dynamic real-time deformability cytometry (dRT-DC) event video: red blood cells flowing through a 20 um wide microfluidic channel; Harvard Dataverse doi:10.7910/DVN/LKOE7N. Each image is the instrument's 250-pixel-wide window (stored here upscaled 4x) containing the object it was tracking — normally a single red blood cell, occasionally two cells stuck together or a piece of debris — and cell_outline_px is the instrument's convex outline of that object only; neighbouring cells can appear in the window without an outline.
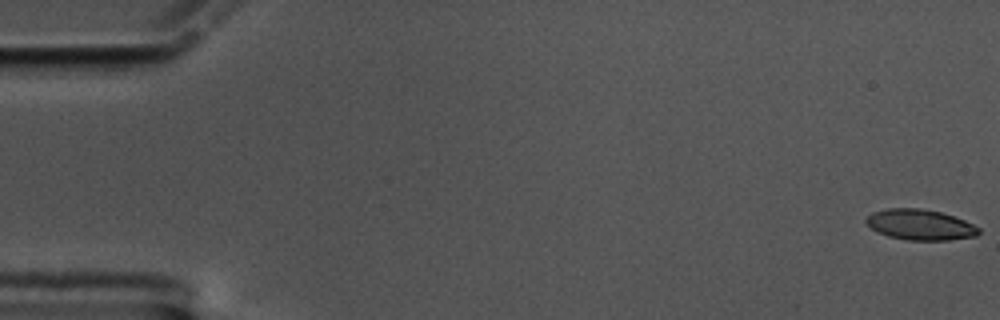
{"species": "common noctule bat (a hibernating species)", "species_latin": "Nyctalus noctula", "temperature_condition": "cold", "stored_images_in_passage": 60, "camera_frame_rate_fps": 3000, "um_per_image_px": 0.085, "animal": {"sex": "male", "body_mass_g": 17.5, "forearm_length_mm": 52.3}, "frame": {"image": 1, "passage_image": 1, "time_ms": 0.0, "image_size_px": [1000, 320], "cell_outline_px": [[980, 232], [976, 236], [948, 240], [908, 240], [888, 236], [876, 232], [864, 220], [872, 212], [888, 208], [920, 208], [940, 212], [964, 220], [980, 228]], "centroid_in_image_um": [78.2, 19.1], "position_along_channel_um": 6.8, "area_um2": 20.0}}
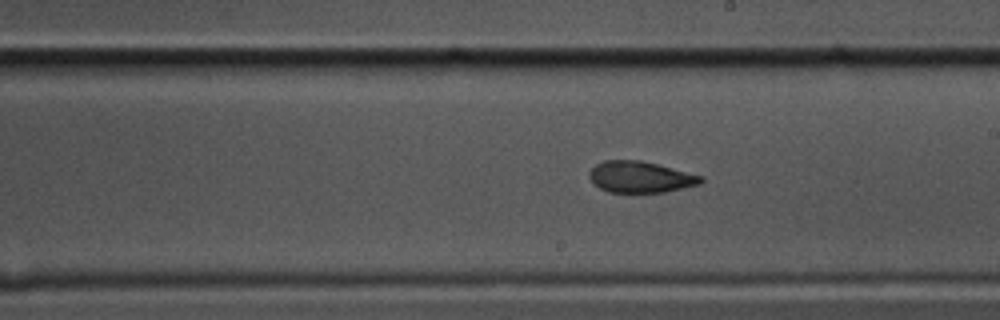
{"frame": {"image": 2, "passage_image": 34, "time_ms": 11.0, "image_size_px": [1000, 320], "cell_outline_px": [[704, 180], [700, 184], [664, 192], [608, 192], [592, 184], [588, 176], [588, 172], [596, 164], [604, 160], [640, 160], [704, 176]], "centroid_in_image_um": [54.4, 15.04], "position_along_channel_um": 234.6, "area_um2": 20.4}}
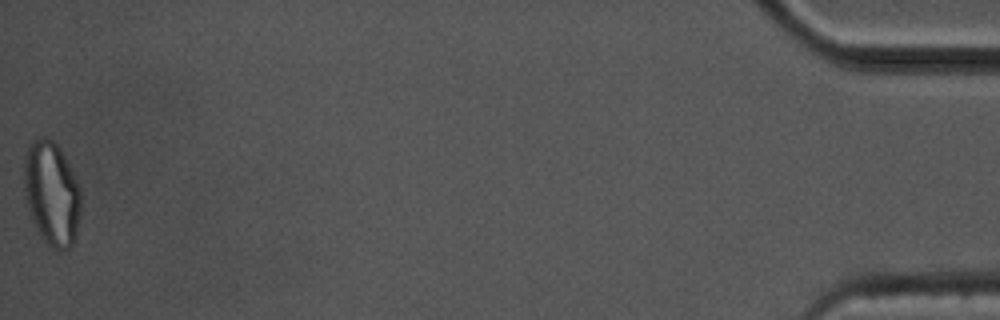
{"frame": {"image": 3, "passage_image": 60, "time_ms": 19.667, "image_size_px": [1000, 320], "cell_outline_px": [[80, 212], [76, 236], [72, 244], [68, 248], [52, 248], [44, 244], [32, 220], [24, 196], [24, 156], [28, 144], [32, 140], [44, 136], [52, 140], [60, 148], [80, 188]], "centroid_in_image_um": [4.36, 16.43], "position_along_channel_um": 430.8, "area_um2": 34.56}, "authors_computed_cell_mechanics": {"area_um2": 20.8947, "velocity_mm_per_s": 3.3887, "shape_relaxation_time_tau1_ms": null, "shape_relaxation_time_tau2_ms": 3.4212, "deformation_change_tau1": null, "deformation_change_tau2": 0.0931}}